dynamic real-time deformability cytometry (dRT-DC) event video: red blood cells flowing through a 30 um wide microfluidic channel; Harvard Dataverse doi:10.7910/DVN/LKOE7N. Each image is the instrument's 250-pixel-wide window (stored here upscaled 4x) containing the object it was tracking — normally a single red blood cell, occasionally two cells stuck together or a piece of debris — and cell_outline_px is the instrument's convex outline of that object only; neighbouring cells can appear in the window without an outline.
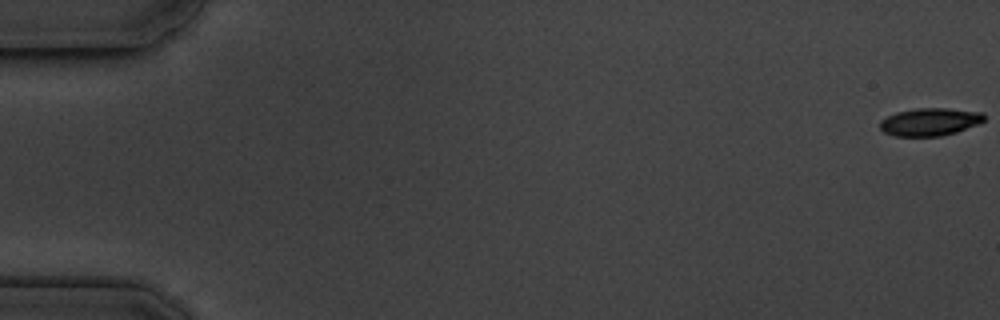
{"species": "common noctule bat (a hibernating species)", "species_latin": "Nyctalus noctula", "temperature_condition": "cold", "stored_images_in_passage": 3, "camera_frame_rate_fps": 3000, "um_per_image_px": 0.085, "animal": {"sex": "male", "body_mass_g": 19.5, "forearm_length_mm": 54.6}, "frame": {"image": 1, "passage_image": 1, "time_ms": 0.0, "image_size_px": [1000, 320], "cell_outline_px": [[984, 120], [980, 124], [956, 132], [940, 136], [896, 136], [884, 132], [880, 128], [880, 120], [896, 112], [916, 108], [948, 108], [984, 112]], "centroid_in_image_um": [79.06, 10.35], "position_along_channel_um": 5.9, "area_um2": 16.94}}